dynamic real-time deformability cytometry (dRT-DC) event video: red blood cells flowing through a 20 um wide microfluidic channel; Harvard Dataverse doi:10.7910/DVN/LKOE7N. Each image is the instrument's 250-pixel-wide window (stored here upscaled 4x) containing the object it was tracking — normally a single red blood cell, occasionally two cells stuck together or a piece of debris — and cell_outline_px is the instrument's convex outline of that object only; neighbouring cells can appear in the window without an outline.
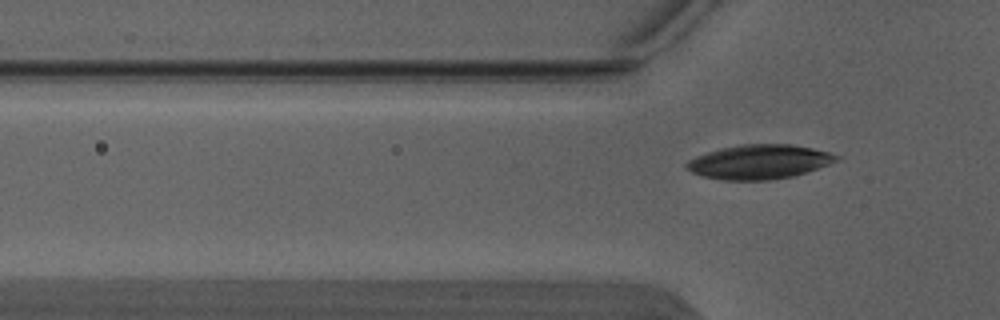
{"species": "Egyptian fruit bat (a non-hibernating species)", "species_latin": "Rousettus aegyptiacus", "temperature_condition": "warm", "stored_images_in_passage": 5, "camera_frame_rate_fps": 3000, "um_per_image_px": 0.085, "animal": {"sex": "male"}, "frame": {"image": 1, "passage_image": 2, "time_ms": 0.333, "image_size_px": [1000, 320], "cell_outline_px": [[840, 156], [836, 160], [828, 164], [808, 172], [792, 176], [768, 180], [724, 180], [704, 176], [692, 172], [684, 164], [688, 160], [696, 156], [720, 148], [740, 144], [788, 144], [812, 148], [828, 152]], "centroid_in_image_um": [64.52, 13.75], "position_along_channel_um": 61.3, "area_um2": 29.71}}
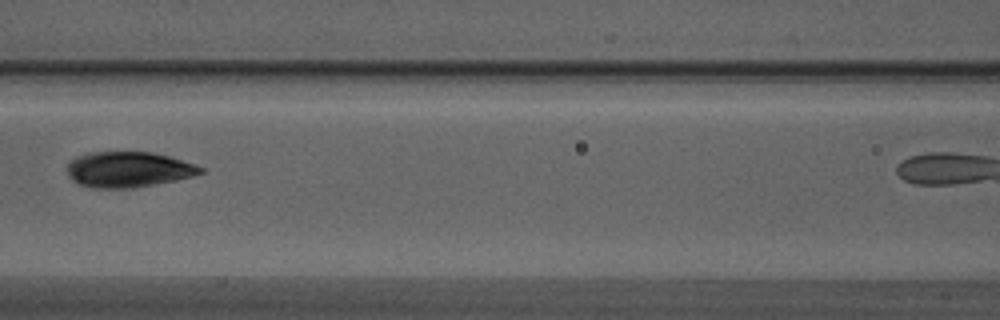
{"frame": {"image": 2, "passage_image": 4, "time_ms": 1.0, "image_size_px": [1000, 320], "cell_outline_px": [[204, 172], [192, 176], [176, 180], [132, 188], [92, 188], [80, 184], [72, 180], [68, 176], [68, 160], [76, 156], [88, 152], [152, 152], [168, 156], [204, 168]], "centroid_in_image_um": [10.86, 14.4], "position_along_channel_um": 155.7, "area_um2": 27.57}}